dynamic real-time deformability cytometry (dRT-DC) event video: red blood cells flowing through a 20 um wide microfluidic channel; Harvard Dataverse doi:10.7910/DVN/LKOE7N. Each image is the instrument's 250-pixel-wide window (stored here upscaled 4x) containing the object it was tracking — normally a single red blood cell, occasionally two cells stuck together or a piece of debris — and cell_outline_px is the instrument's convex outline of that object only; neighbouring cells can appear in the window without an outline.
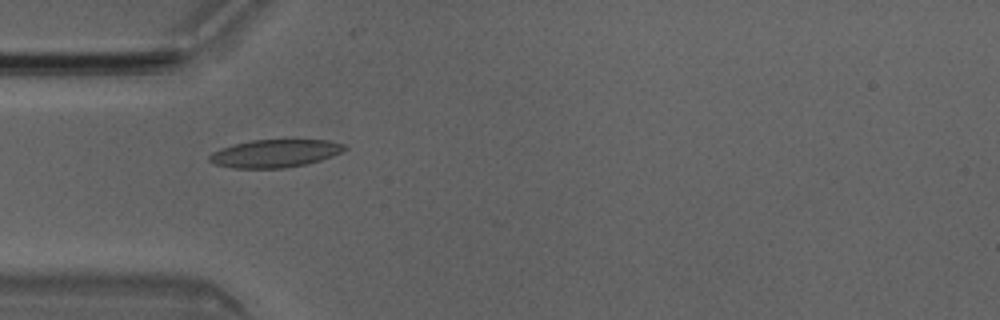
{"species": "Egyptian fruit bat (a non-hibernating species)", "species_latin": "Rousettus aegyptiacus", "temperature_condition": "room temperature", "stored_images_in_passage": 8, "camera_frame_rate_fps": 3000, "um_per_image_px": 0.085, "animal": {"sex": "male"}, "frame": {"image": 1, "passage_image": 5, "time_ms": 1.333, "image_size_px": [1000, 320], "cell_outline_px": [[348, 148], [332, 156], [320, 160], [304, 164], [284, 168], [232, 168], [212, 164], [208, 160], [208, 156], [212, 152], [220, 148], [252, 140], [292, 136], [328, 140], [344, 144]], "centroid_in_image_um": [23.4, 12.98], "position_along_channel_um": 61.6, "area_um2": 22.95}}